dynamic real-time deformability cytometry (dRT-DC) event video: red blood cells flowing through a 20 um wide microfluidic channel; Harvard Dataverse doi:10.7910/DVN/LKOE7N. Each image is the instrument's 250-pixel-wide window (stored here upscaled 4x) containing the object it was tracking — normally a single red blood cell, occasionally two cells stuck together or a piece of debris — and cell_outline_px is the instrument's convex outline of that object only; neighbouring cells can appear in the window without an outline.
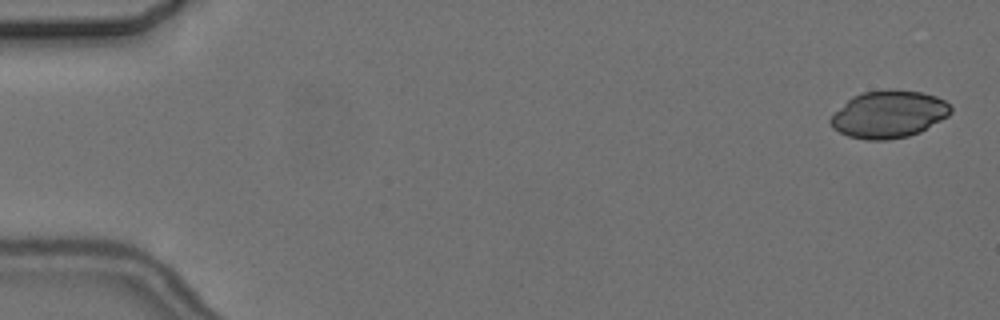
{"species": "common noctule bat (a hibernating species)", "species_latin": "Nyctalus noctula", "temperature_condition": "cold", "stored_images_in_passage": 5, "camera_frame_rate_fps": 3000, "um_per_image_px": 0.085, "animal": {"sex": "female", "body_mass_g": 24.6, "forearm_length_mm": 56.2}, "frame": {"image": 1, "passage_image": 1, "time_ms": 0.0, "image_size_px": [1000, 320], "cell_outline_px": [[952, 112], [948, 116], [920, 132], [908, 136], [888, 140], [868, 140], [848, 136], [832, 128], [828, 120], [852, 96], [864, 92], [920, 92], [936, 96], [944, 100], [952, 108]], "centroid_in_image_um": [75.54, 9.76], "position_along_channel_um": 9.5, "area_um2": 32.31}}